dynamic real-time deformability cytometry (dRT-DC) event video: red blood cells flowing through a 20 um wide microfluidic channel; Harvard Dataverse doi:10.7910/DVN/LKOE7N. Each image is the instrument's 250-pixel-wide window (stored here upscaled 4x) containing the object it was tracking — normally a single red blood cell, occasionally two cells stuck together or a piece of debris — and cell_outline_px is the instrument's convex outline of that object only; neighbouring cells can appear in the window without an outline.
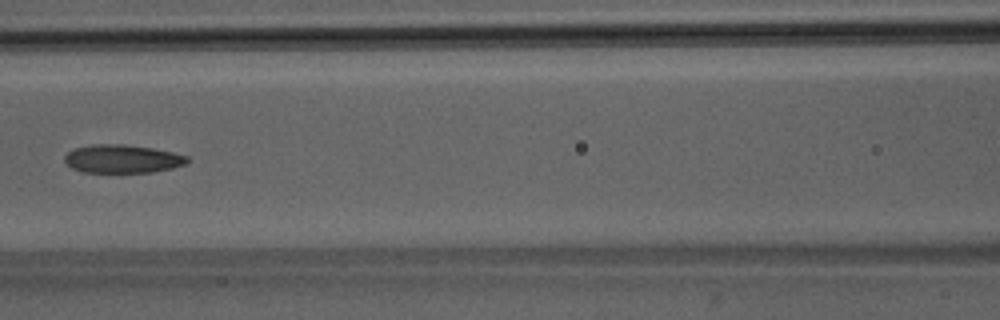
{"species": "Egyptian fruit bat (a non-hibernating species)", "species_latin": "Rousettus aegyptiacus", "temperature_condition": "room temperature", "stored_images_in_passage": 5, "camera_frame_rate_fps": 3000, "um_per_image_px": 0.085, "animal": {"sex": "male"}, "frame": {"image": 1, "passage_image": 5, "time_ms": 4.333, "image_size_px": [1000, 320], "cell_outline_px": [[192, 160], [188, 164], [172, 168], [152, 172], [84, 172], [72, 168], [64, 160], [64, 156], [68, 152], [76, 148], [92, 144], [124, 144], [152, 148], [172, 152], [188, 156]], "centroid_in_image_um": [10.45, 13.5], "position_along_channel_um": 156.1, "area_um2": 20.29}}